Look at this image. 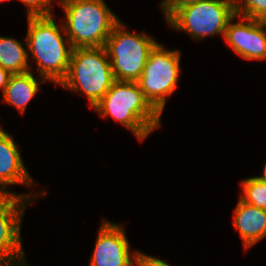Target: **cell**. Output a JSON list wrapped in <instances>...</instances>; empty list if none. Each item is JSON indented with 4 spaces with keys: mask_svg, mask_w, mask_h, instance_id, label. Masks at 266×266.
I'll return each instance as SVG.
<instances>
[{
    "mask_svg": "<svg viewBox=\"0 0 266 266\" xmlns=\"http://www.w3.org/2000/svg\"><path fill=\"white\" fill-rule=\"evenodd\" d=\"M235 14L266 21V0H234Z\"/></svg>",
    "mask_w": 266,
    "mask_h": 266,
    "instance_id": "obj_16",
    "label": "cell"
},
{
    "mask_svg": "<svg viewBox=\"0 0 266 266\" xmlns=\"http://www.w3.org/2000/svg\"><path fill=\"white\" fill-rule=\"evenodd\" d=\"M94 110L101 117H112L139 141L161 125V114L144 97L136 81L115 80Z\"/></svg>",
    "mask_w": 266,
    "mask_h": 266,
    "instance_id": "obj_2",
    "label": "cell"
},
{
    "mask_svg": "<svg viewBox=\"0 0 266 266\" xmlns=\"http://www.w3.org/2000/svg\"><path fill=\"white\" fill-rule=\"evenodd\" d=\"M204 0H161L160 6L164 13L165 21L180 7Z\"/></svg>",
    "mask_w": 266,
    "mask_h": 266,
    "instance_id": "obj_18",
    "label": "cell"
},
{
    "mask_svg": "<svg viewBox=\"0 0 266 266\" xmlns=\"http://www.w3.org/2000/svg\"><path fill=\"white\" fill-rule=\"evenodd\" d=\"M239 17L238 22H233ZM224 40L245 60H266V21L234 15L228 22Z\"/></svg>",
    "mask_w": 266,
    "mask_h": 266,
    "instance_id": "obj_9",
    "label": "cell"
},
{
    "mask_svg": "<svg viewBox=\"0 0 266 266\" xmlns=\"http://www.w3.org/2000/svg\"><path fill=\"white\" fill-rule=\"evenodd\" d=\"M115 81L105 47L74 48L65 78L59 83L70 92L88 97L90 108L102 99Z\"/></svg>",
    "mask_w": 266,
    "mask_h": 266,
    "instance_id": "obj_4",
    "label": "cell"
},
{
    "mask_svg": "<svg viewBox=\"0 0 266 266\" xmlns=\"http://www.w3.org/2000/svg\"><path fill=\"white\" fill-rule=\"evenodd\" d=\"M233 218V226L238 230L245 250L266 236V210L256 208L239 198Z\"/></svg>",
    "mask_w": 266,
    "mask_h": 266,
    "instance_id": "obj_12",
    "label": "cell"
},
{
    "mask_svg": "<svg viewBox=\"0 0 266 266\" xmlns=\"http://www.w3.org/2000/svg\"><path fill=\"white\" fill-rule=\"evenodd\" d=\"M20 2L27 7V18L52 15V0H20Z\"/></svg>",
    "mask_w": 266,
    "mask_h": 266,
    "instance_id": "obj_17",
    "label": "cell"
},
{
    "mask_svg": "<svg viewBox=\"0 0 266 266\" xmlns=\"http://www.w3.org/2000/svg\"><path fill=\"white\" fill-rule=\"evenodd\" d=\"M134 265L136 266H171L168 262L137 250Z\"/></svg>",
    "mask_w": 266,
    "mask_h": 266,
    "instance_id": "obj_19",
    "label": "cell"
},
{
    "mask_svg": "<svg viewBox=\"0 0 266 266\" xmlns=\"http://www.w3.org/2000/svg\"><path fill=\"white\" fill-rule=\"evenodd\" d=\"M27 20L25 45L28 57L31 53L38 66L40 83L49 81L59 85L67 74L73 50L64 26L59 27L52 15L28 17Z\"/></svg>",
    "mask_w": 266,
    "mask_h": 266,
    "instance_id": "obj_1",
    "label": "cell"
},
{
    "mask_svg": "<svg viewBox=\"0 0 266 266\" xmlns=\"http://www.w3.org/2000/svg\"><path fill=\"white\" fill-rule=\"evenodd\" d=\"M240 184L243 193L240 199L256 208L266 210V181L254 176L242 180Z\"/></svg>",
    "mask_w": 266,
    "mask_h": 266,
    "instance_id": "obj_15",
    "label": "cell"
},
{
    "mask_svg": "<svg viewBox=\"0 0 266 266\" xmlns=\"http://www.w3.org/2000/svg\"><path fill=\"white\" fill-rule=\"evenodd\" d=\"M124 229L122 224L102 222L89 266H135L137 250L130 253Z\"/></svg>",
    "mask_w": 266,
    "mask_h": 266,
    "instance_id": "obj_10",
    "label": "cell"
},
{
    "mask_svg": "<svg viewBox=\"0 0 266 266\" xmlns=\"http://www.w3.org/2000/svg\"><path fill=\"white\" fill-rule=\"evenodd\" d=\"M234 15V0H204L180 7L166 22L170 28L184 31L198 41L221 34L224 38Z\"/></svg>",
    "mask_w": 266,
    "mask_h": 266,
    "instance_id": "obj_6",
    "label": "cell"
},
{
    "mask_svg": "<svg viewBox=\"0 0 266 266\" xmlns=\"http://www.w3.org/2000/svg\"><path fill=\"white\" fill-rule=\"evenodd\" d=\"M40 89L39 80H36L31 70L11 74L3 92L2 100L24 114L26 106Z\"/></svg>",
    "mask_w": 266,
    "mask_h": 266,
    "instance_id": "obj_13",
    "label": "cell"
},
{
    "mask_svg": "<svg viewBox=\"0 0 266 266\" xmlns=\"http://www.w3.org/2000/svg\"><path fill=\"white\" fill-rule=\"evenodd\" d=\"M179 50H168L157 43L150 51L140 78L136 81L150 104L162 115L166 100L175 89L180 77Z\"/></svg>",
    "mask_w": 266,
    "mask_h": 266,
    "instance_id": "obj_7",
    "label": "cell"
},
{
    "mask_svg": "<svg viewBox=\"0 0 266 266\" xmlns=\"http://www.w3.org/2000/svg\"><path fill=\"white\" fill-rule=\"evenodd\" d=\"M65 13V33L74 48L103 47L121 21L105 0H56Z\"/></svg>",
    "mask_w": 266,
    "mask_h": 266,
    "instance_id": "obj_3",
    "label": "cell"
},
{
    "mask_svg": "<svg viewBox=\"0 0 266 266\" xmlns=\"http://www.w3.org/2000/svg\"><path fill=\"white\" fill-rule=\"evenodd\" d=\"M31 200L0 194V266H27L21 240V222Z\"/></svg>",
    "mask_w": 266,
    "mask_h": 266,
    "instance_id": "obj_8",
    "label": "cell"
},
{
    "mask_svg": "<svg viewBox=\"0 0 266 266\" xmlns=\"http://www.w3.org/2000/svg\"><path fill=\"white\" fill-rule=\"evenodd\" d=\"M258 178H260L261 180L266 181V163L264 165V169H263V174L262 176H257Z\"/></svg>",
    "mask_w": 266,
    "mask_h": 266,
    "instance_id": "obj_21",
    "label": "cell"
},
{
    "mask_svg": "<svg viewBox=\"0 0 266 266\" xmlns=\"http://www.w3.org/2000/svg\"><path fill=\"white\" fill-rule=\"evenodd\" d=\"M120 21L112 30L104 45L114 79L137 81L145 67L150 51L158 43L145 33H131Z\"/></svg>",
    "mask_w": 266,
    "mask_h": 266,
    "instance_id": "obj_5",
    "label": "cell"
},
{
    "mask_svg": "<svg viewBox=\"0 0 266 266\" xmlns=\"http://www.w3.org/2000/svg\"><path fill=\"white\" fill-rule=\"evenodd\" d=\"M10 76H11V73L8 70L0 67V89L2 90V94L5 90V87L8 84Z\"/></svg>",
    "mask_w": 266,
    "mask_h": 266,
    "instance_id": "obj_20",
    "label": "cell"
},
{
    "mask_svg": "<svg viewBox=\"0 0 266 266\" xmlns=\"http://www.w3.org/2000/svg\"><path fill=\"white\" fill-rule=\"evenodd\" d=\"M19 145L15 143L12 135L0 127V194H12L29 200H35L36 196L29 193L10 192L6 188L14 184L33 187V178L29 175L20 152ZM33 196V197H32Z\"/></svg>",
    "mask_w": 266,
    "mask_h": 266,
    "instance_id": "obj_11",
    "label": "cell"
},
{
    "mask_svg": "<svg viewBox=\"0 0 266 266\" xmlns=\"http://www.w3.org/2000/svg\"><path fill=\"white\" fill-rule=\"evenodd\" d=\"M0 67L11 74L32 70L28 62V51L20 41L0 36Z\"/></svg>",
    "mask_w": 266,
    "mask_h": 266,
    "instance_id": "obj_14",
    "label": "cell"
},
{
    "mask_svg": "<svg viewBox=\"0 0 266 266\" xmlns=\"http://www.w3.org/2000/svg\"><path fill=\"white\" fill-rule=\"evenodd\" d=\"M3 1L6 2V1H11V0H0V3L3 2Z\"/></svg>",
    "mask_w": 266,
    "mask_h": 266,
    "instance_id": "obj_22",
    "label": "cell"
}]
</instances>
